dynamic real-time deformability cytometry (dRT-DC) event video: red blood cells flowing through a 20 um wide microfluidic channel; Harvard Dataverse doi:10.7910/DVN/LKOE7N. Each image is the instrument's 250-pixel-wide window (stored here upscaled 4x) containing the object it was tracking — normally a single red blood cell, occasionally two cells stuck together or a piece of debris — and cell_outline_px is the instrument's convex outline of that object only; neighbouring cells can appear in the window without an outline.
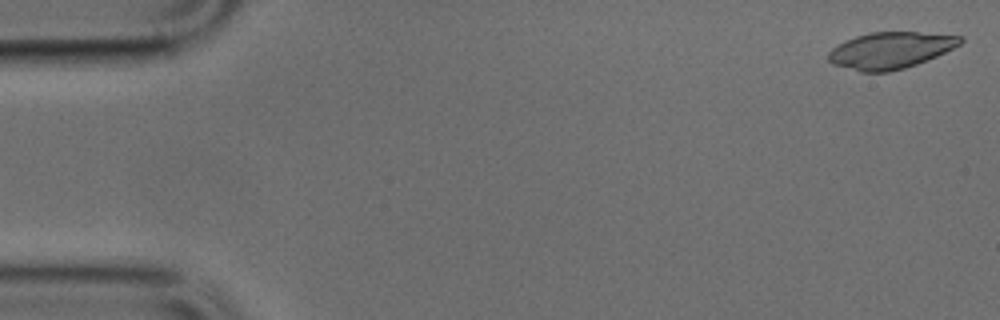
{"species": "common noctule bat (a hibernating species)", "species_latin": "Nyctalus noctula", "temperature_condition": "cold", "stored_images_in_passage": 49, "camera_frame_rate_fps": 3000, "um_per_image_px": 0.085, "animal": {"sex": "male", "body_mass_g": 17.9, "forearm_length_mm": 54.2}, "frame": {"image": 1, "passage_image": 1, "time_ms": 0.0, "image_size_px": [1000, 320], "cell_outline_px": [[964, 40], [960, 44], [936, 56], [916, 64], [904, 68], [888, 72], [860, 72], [832, 64], [828, 60], [828, 52], [832, 48], [856, 36], [872, 32], [916, 32], [964, 36]], "centroid_in_image_um": [75.68, 4.28], "position_along_channel_um": 9.3, "area_um2": 27.86}}
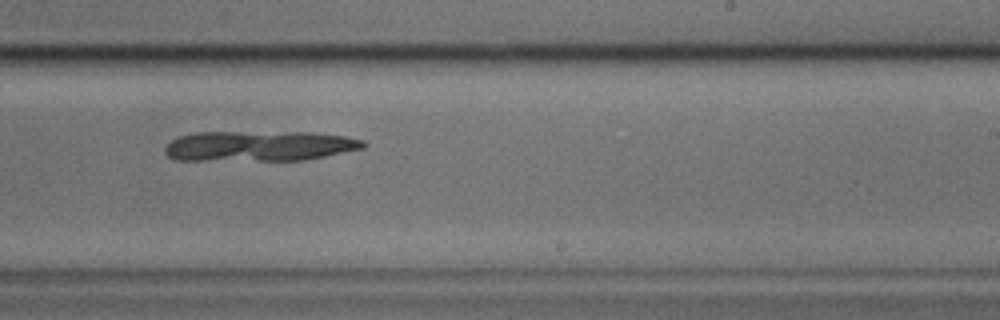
{"frame": {"image": 2, "passage_image": 30, "time_ms": 9.667, "image_size_px": [1000, 320], "cell_outline_px": [[368, 144], [364, 148], [304, 160], [176, 160], [168, 156], [164, 152], [164, 148], [172, 140], [180, 136], [196, 132], [312, 132], [344, 136], [364, 140]], "centroid_in_image_um": [22.04, 12.4], "position_along_channel_um": 267.0, "area_um2": 35.08}}
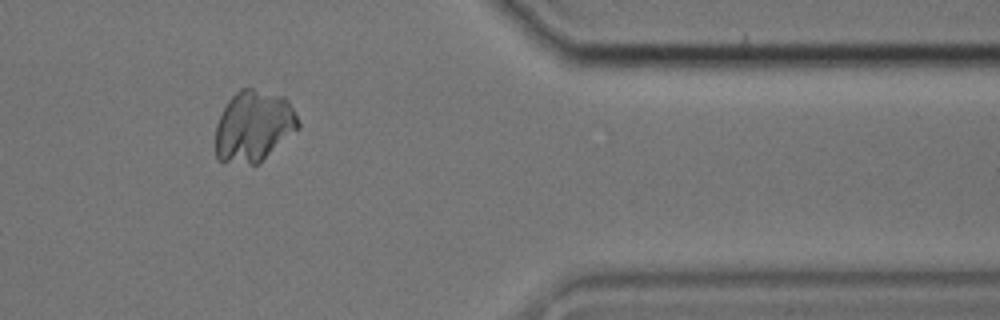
{"frame": {"image": 3, "passage_image": 41, "time_ms": 13.333, "image_size_px": [1000, 320], "cell_outline_px": [[300, 128], [256, 164], [252, 164], [220, 160], [216, 156], [216, 124], [228, 100], [240, 88], [252, 88], [284, 96], [288, 100], [300, 124]], "centroid_in_image_um": [21.56, 10.69], "position_along_channel_um": 389.8, "area_um2": 33.87}}